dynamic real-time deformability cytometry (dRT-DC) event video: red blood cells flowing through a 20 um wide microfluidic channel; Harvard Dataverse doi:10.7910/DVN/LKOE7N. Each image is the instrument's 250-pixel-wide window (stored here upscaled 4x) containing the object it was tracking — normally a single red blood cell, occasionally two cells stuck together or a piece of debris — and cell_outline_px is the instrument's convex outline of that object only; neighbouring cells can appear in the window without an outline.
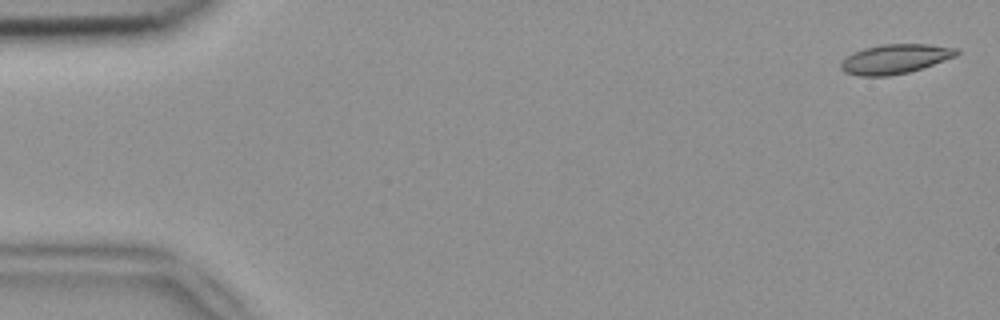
{"species": "common noctule bat (a hibernating species)", "species_latin": "Nyctalus noctula", "temperature_condition": "room temperature", "stored_images_in_passage": 6, "segment_of_instrument_passage": [1, 2], "camera_frame_rate_fps": 3000, "um_per_image_px": 0.085, "animal": {"sex": "female", "body_mass_g": 18.4}, "frame": {"image": 1, "passage_image": 1, "time_ms": 0.0, "image_size_px": [1000, 320], "cell_outline_px": [[960, 52], [956, 56], [924, 68], [908, 72], [888, 76], [860, 76], [844, 72], [840, 68], [840, 60], [852, 52], [864, 48], [884, 44], [928, 44], [956, 48]], "centroid_in_image_um": [76.05, 5.01], "position_along_channel_um": 8.9, "area_um2": 20.06}}
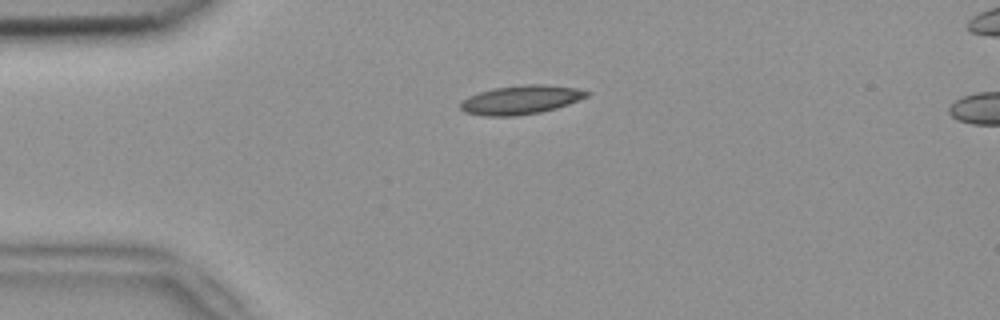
{"frame": {"image": 2, "passage_image": 4, "time_ms": 1.0, "image_size_px": [1000, 320], "cell_outline_px": [[592, 92], [588, 96], [568, 104], [556, 108], [540, 112], [516, 116], [484, 116], [464, 112], [460, 108], [460, 104], [468, 96], [492, 88], [524, 84], [544, 84], [576, 88]], "centroid_in_image_um": [44.27, 8.48], "position_along_channel_um": 40.7, "area_um2": 21.27}}